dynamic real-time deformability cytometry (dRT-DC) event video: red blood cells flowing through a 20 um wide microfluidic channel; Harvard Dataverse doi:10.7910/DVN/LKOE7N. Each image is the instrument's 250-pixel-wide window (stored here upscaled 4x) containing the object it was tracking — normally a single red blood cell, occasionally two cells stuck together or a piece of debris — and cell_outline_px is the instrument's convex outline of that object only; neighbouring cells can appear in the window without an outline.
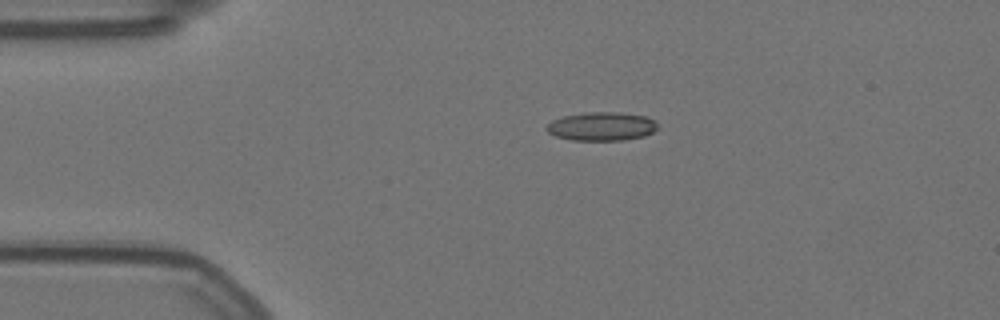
{"species": "Egyptian fruit bat (a non-hibernating species)", "species_latin": "Rousettus aegyptiacus", "temperature_condition": "warm", "stored_images_in_passage": 46, "camera_frame_rate_fps": 3000, "um_per_image_px": 0.085, "animal": {"sex": "female"}, "frame": {"image": 1, "passage_image": 1, "time_ms": 0.0, "image_size_px": [1000, 320], "cell_outline_px": [[660, 128], [644, 136], [624, 140], [572, 140], [556, 136], [548, 132], [544, 128], [552, 120], [564, 116], [584, 112], [620, 112], [648, 116], [656, 120]], "centroid_in_image_um": [51.19, 10.73], "position_along_channel_um": 33.8, "area_um2": 18.79}}
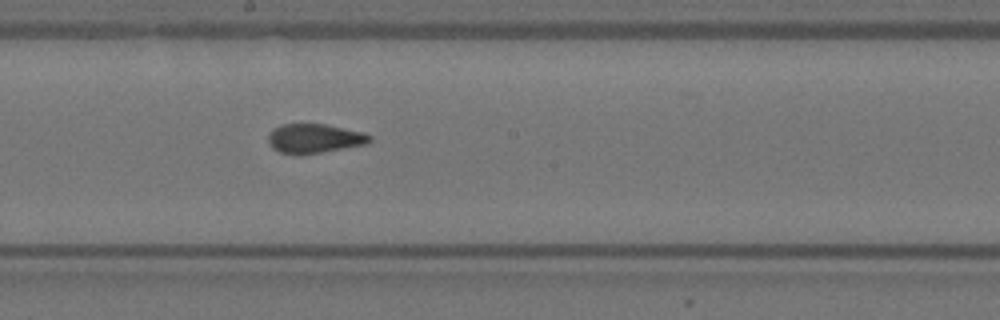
{"frame": {"image": 2, "passage_image": 20, "time_ms": 6.333, "image_size_px": [1000, 320], "cell_outline_px": [[372, 140], [368, 144], [320, 152], [280, 152], [272, 148], [268, 140], [268, 132], [272, 128], [284, 124], [324, 124], [364, 132], [372, 136]], "centroid_in_image_um": [26.75, 11.73], "position_along_channel_um": 221.4, "area_um2": 16.94}}
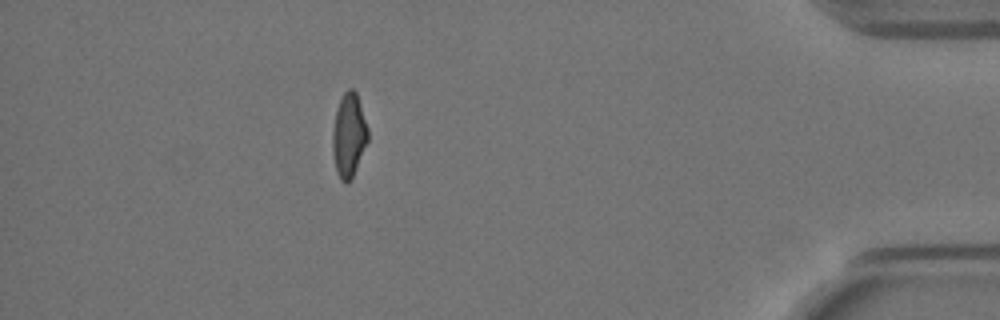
{"frame": {"image": 3, "passage_image": 40, "time_ms": 13.0, "image_size_px": [1000, 320], "cell_outline_px": [[368, 140], [352, 180], [348, 184], [344, 184], [340, 180], [336, 172], [332, 152], [332, 132], [336, 108], [344, 92], [348, 88], [352, 88], [356, 92], [368, 128]], "centroid_in_image_um": [29.64, 11.55], "position_along_channel_um": 405.6, "area_um2": 17.57}, "authors_computed_cell_mechanics": {"area_um2": 17.6579, "velocity_mm_per_s": 3.54, "shape_relaxation_time_tau1_ms": null, "shape_relaxation_time_tau2_ms": 1.1181, "deformation_change_tau1": null, "deformation_change_tau2": 0.0718}}